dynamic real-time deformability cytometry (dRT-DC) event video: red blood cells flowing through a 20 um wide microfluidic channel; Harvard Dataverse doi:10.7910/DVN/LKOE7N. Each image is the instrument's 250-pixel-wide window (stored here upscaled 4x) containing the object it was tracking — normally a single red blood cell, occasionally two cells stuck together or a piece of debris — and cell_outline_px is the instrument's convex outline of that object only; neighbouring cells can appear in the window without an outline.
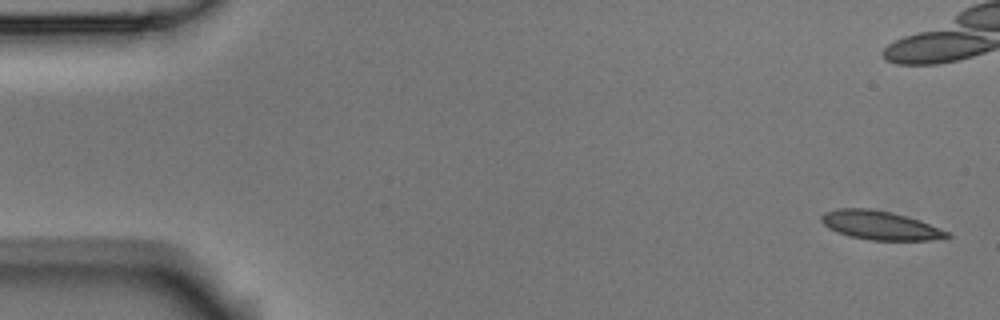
{"species": "Egyptian fruit bat (a non-hibernating species)", "species_latin": "Rousettus aegyptiacus", "temperature_condition": "room temperature", "stored_images_in_passage": 8, "camera_frame_rate_fps": 3000, "um_per_image_px": 0.085, "animal": {"sex": "male"}, "frame": {"image": 1, "passage_image": 1, "time_ms": 0.0, "image_size_px": [1000, 320], "cell_outline_px": [[952, 236], [932, 240], [872, 240], [848, 236], [828, 228], [820, 220], [820, 216], [824, 212], [836, 208], [868, 208], [892, 212], [920, 220], [948, 232]], "centroid_in_image_um": [74.77, 19.14], "position_along_channel_um": 10.2, "area_um2": 21.1}}